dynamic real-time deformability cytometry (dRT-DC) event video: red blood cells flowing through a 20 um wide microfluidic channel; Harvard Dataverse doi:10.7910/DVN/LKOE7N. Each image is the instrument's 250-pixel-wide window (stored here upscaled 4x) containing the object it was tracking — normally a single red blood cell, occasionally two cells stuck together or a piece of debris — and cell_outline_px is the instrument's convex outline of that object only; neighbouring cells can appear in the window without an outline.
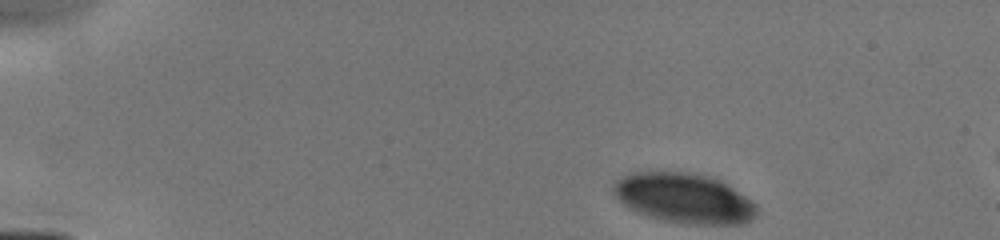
{"species": "human", "species_latin": "Homo sapiens", "temperature_condition": "cold", "stored_images_in_passage": 5, "camera_frame_rate_fps": 3000, "um_per_image_px": 0.085, "donor": {"sex": "male"}, "frame": {"image": 1, "passage_image": 1, "time_ms": 0.0, "image_size_px": [1000, 240], "cell_outline_px": [[756, 216], [752, 220], [744, 224], [684, 224], [664, 220], [648, 216], [636, 212], [628, 208], [612, 192], [612, 184], [616, 180], [632, 172], [684, 172], [708, 176], [720, 180], [752, 200], [756, 204]], "centroid_in_image_um": [58.14, 16.86], "position_along_channel_um": 26.9, "area_um2": 41.73}}